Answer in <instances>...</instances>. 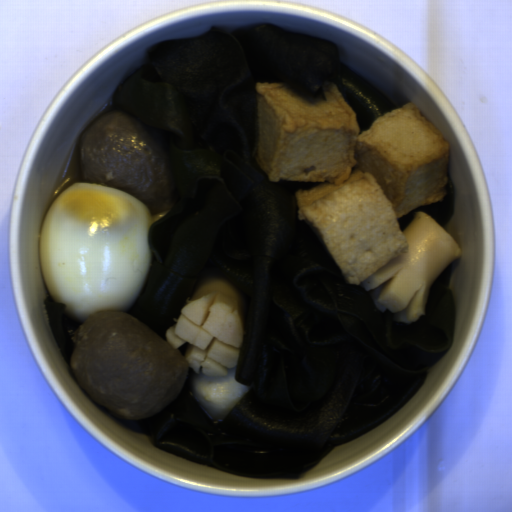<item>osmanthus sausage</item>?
I'll return each instance as SVG.
<instances>
[{"label":"osmanthus sausage","mask_w":512,"mask_h":512,"mask_svg":"<svg viewBox=\"0 0 512 512\" xmlns=\"http://www.w3.org/2000/svg\"><path fill=\"white\" fill-rule=\"evenodd\" d=\"M409 250L363 281L376 308L392 318L413 323L426 313V298L437 276L463 250L455 238L427 212H416L401 232Z\"/></svg>","instance_id":"d35146e8"},{"label":"osmanthus sausage","mask_w":512,"mask_h":512,"mask_svg":"<svg viewBox=\"0 0 512 512\" xmlns=\"http://www.w3.org/2000/svg\"><path fill=\"white\" fill-rule=\"evenodd\" d=\"M245 313L239 290L214 278L186 304L165 340L176 350L187 345L183 359L195 372L223 377L239 361Z\"/></svg>","instance_id":"a09e9dec"}]
</instances>
